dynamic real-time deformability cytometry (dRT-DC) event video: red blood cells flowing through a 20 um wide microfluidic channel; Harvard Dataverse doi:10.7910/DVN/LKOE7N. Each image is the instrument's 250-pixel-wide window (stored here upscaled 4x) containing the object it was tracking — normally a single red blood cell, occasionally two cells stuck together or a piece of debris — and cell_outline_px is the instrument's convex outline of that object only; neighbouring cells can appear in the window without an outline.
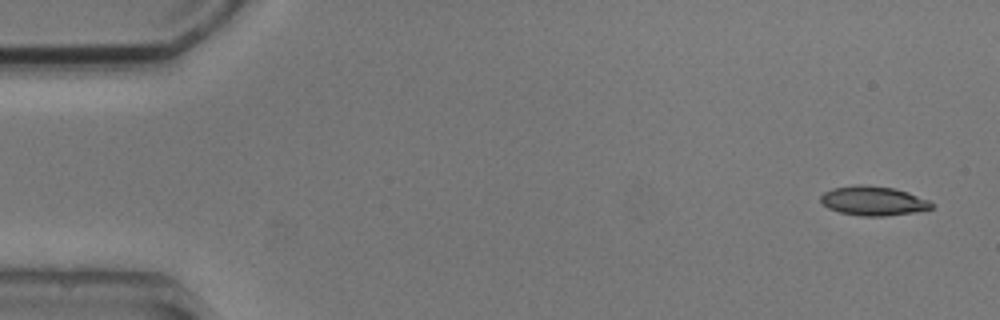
{"species": "common noctule bat (a hibernating species)", "species_latin": "Nyctalus noctula", "temperature_condition": "cold", "stored_images_in_passage": 3, "camera_frame_rate_fps": 3000, "um_per_image_px": 0.085, "animal": {"sex": "male", "body_mass_g": 20.5, "forearm_length_mm": 52.5}, "frame": {"image": 1, "passage_image": 1, "time_ms": 0.0, "image_size_px": [1000, 320], "cell_outline_px": [[932, 208], [912, 212], [884, 216], [860, 216], [840, 212], [828, 208], [820, 200], [820, 196], [824, 192], [832, 188], [856, 184], [860, 184], [892, 188], [908, 192], [928, 200], [932, 204]], "centroid_in_image_um": [74.18, 17.06], "position_along_channel_um": 10.8, "area_um2": 18.73}}